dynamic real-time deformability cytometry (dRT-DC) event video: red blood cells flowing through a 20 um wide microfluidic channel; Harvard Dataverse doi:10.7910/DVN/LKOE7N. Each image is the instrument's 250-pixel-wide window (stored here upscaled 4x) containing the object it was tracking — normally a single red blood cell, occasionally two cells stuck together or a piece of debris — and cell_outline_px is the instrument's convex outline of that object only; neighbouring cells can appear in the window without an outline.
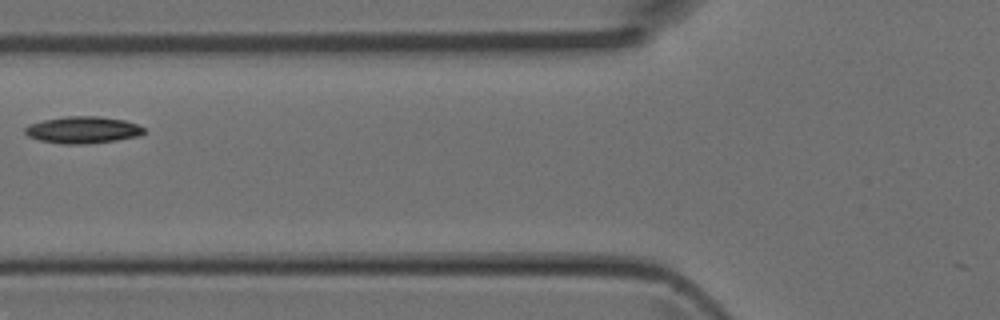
{"species": "Egyptian fruit bat (a non-hibernating species)", "species_latin": "Rousettus aegyptiacus", "temperature_condition": "room temperature", "stored_images_in_passage": 3, "camera_frame_rate_fps": 3000, "um_per_image_px": 0.085, "animal": {"sex": "female"}, "frame": {"image": 1, "passage_image": 3, "time_ms": 0.667, "image_size_px": [1000, 320], "cell_outline_px": [[144, 132], [140, 136], [116, 140], [88, 144], [64, 144], [40, 140], [28, 136], [24, 132], [24, 128], [28, 124], [44, 120], [64, 116], [100, 116], [124, 120], [136, 124], [144, 128]], "centroid_in_image_um": [7.03, 11.04], "position_along_channel_um": 118.8, "area_um2": 18.67}}